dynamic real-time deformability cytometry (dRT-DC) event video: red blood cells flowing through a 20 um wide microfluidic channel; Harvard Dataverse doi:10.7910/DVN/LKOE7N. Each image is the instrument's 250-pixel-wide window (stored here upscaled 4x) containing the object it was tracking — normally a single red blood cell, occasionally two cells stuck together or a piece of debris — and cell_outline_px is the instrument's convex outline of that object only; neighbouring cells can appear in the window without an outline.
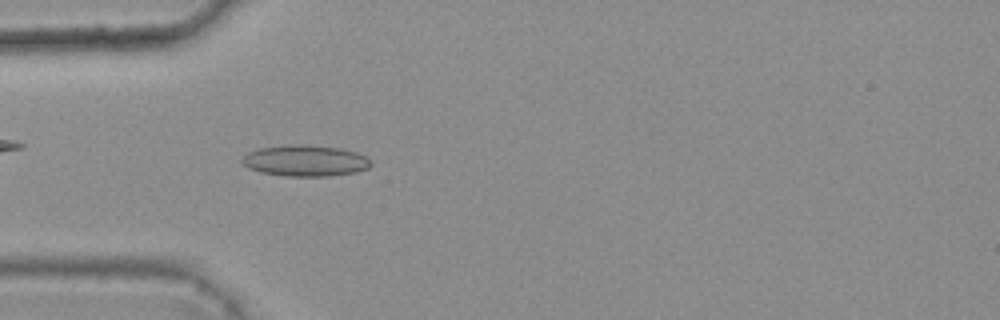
{"species": "common noctule bat (a hibernating species)", "species_latin": "Nyctalus noctula", "temperature_condition": "warm", "stored_images_in_passage": 5, "camera_frame_rate_fps": 3000, "um_per_image_px": 0.085, "animal": {"sex": "female", "body_mass_g": 25.1}, "frame": {"image": 1, "passage_image": 5, "time_ms": 1.333, "image_size_px": [1000, 320], "cell_outline_px": [[372, 164], [368, 168], [356, 172], [328, 176], [284, 176], [260, 172], [248, 168], [240, 164], [240, 160], [248, 152], [260, 148], [288, 144], [304, 144], [340, 148], [356, 152], [368, 156]], "centroid_in_image_um": [25.93, 13.65], "position_along_channel_um": 59.1, "area_um2": 23.7}}